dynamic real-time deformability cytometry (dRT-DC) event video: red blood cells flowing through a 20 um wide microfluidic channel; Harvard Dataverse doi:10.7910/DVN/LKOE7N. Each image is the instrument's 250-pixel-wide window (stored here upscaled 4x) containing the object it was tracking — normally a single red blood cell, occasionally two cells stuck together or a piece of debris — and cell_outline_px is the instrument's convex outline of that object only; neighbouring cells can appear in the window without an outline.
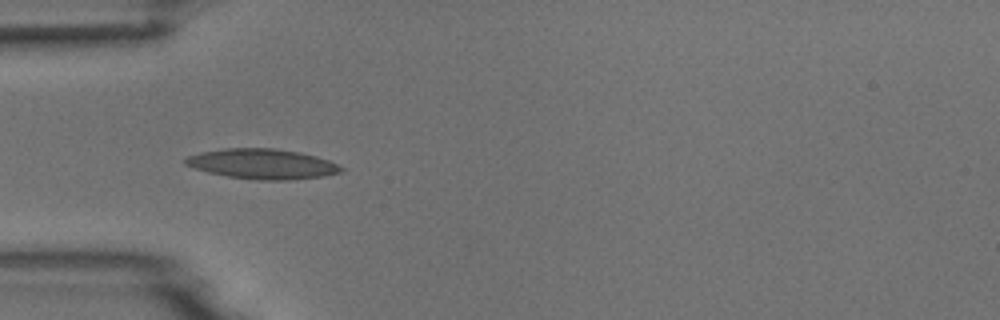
{"species": "common noctule bat (a hibernating species)", "species_latin": "Nyctalus noctula", "temperature_condition": "room temperature", "stored_images_in_passage": 6, "camera_frame_rate_fps": 3000, "um_per_image_px": 0.085, "animal": {"sex": "male", "body_mass_g": 18.8}, "frame": {"image": 1, "passage_image": 4, "time_ms": 3.333, "image_size_px": [1000, 320], "cell_outline_px": [[344, 172], [324, 176], [288, 180], [256, 180], [228, 176], [208, 172], [184, 164], [184, 160], [188, 156], [200, 152], [224, 148], [272, 148], [300, 152], [316, 156], [328, 160], [344, 168]], "centroid_in_image_um": [22.32, 13.93], "position_along_channel_um": 62.7, "area_um2": 27.28}}